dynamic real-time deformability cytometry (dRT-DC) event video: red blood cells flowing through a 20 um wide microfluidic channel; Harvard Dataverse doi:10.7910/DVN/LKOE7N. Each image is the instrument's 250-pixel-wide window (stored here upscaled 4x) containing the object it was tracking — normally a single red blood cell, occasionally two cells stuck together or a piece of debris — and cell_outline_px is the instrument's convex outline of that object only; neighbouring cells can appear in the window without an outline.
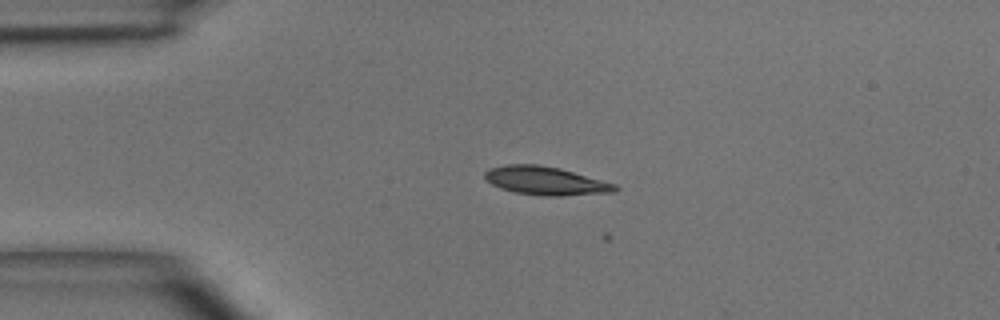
{"species": "common noctule bat (a hibernating species)", "species_latin": "Nyctalus noctula", "temperature_condition": "room temperature", "stored_images_in_passage": 3, "camera_frame_rate_fps": 3000, "um_per_image_px": 0.085, "animal": {"sex": "male", "body_mass_g": 15.6}, "frame": {"image": 1, "passage_image": 2, "time_ms": 1.333, "image_size_px": [1000, 320], "cell_outline_px": [[620, 188], [616, 192], [560, 196], [544, 196], [516, 192], [500, 188], [484, 180], [484, 172], [488, 168], [508, 164], [536, 164], [560, 168], [616, 184]], "centroid_in_image_um": [46.37, 15.36], "position_along_channel_um": 38.6, "area_um2": 21.68}}